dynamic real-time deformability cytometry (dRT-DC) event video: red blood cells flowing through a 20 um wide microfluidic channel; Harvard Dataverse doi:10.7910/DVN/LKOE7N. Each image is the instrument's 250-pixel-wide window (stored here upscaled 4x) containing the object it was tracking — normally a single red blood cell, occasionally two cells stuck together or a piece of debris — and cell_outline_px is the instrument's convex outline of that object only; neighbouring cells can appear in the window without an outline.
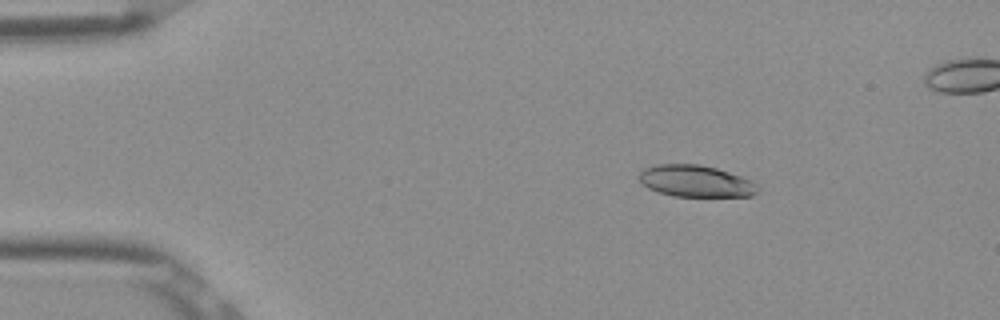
{"species": "Egyptian fruit bat (a non-hibernating species)", "species_latin": "Rousettus aegyptiacus", "temperature_condition": "room temperature", "stored_images_in_passage": 54, "segment_of_instrument_passage": [1, 2], "camera_frame_rate_fps": 3000, "um_per_image_px": 0.085, "frame": {"image": 1, "passage_image": 9, "time_ms": 2.667, "image_size_px": [1000, 320], "cell_outline_px": [[760, 192], [752, 196], [672, 196], [648, 188], [640, 180], [640, 172], [644, 168], [656, 164], [700, 164], [716, 168], [752, 180], [760, 184]], "centroid_in_image_um": [59.2, 15.4], "position_along_channel_um": 25.8, "area_um2": 22.02}}
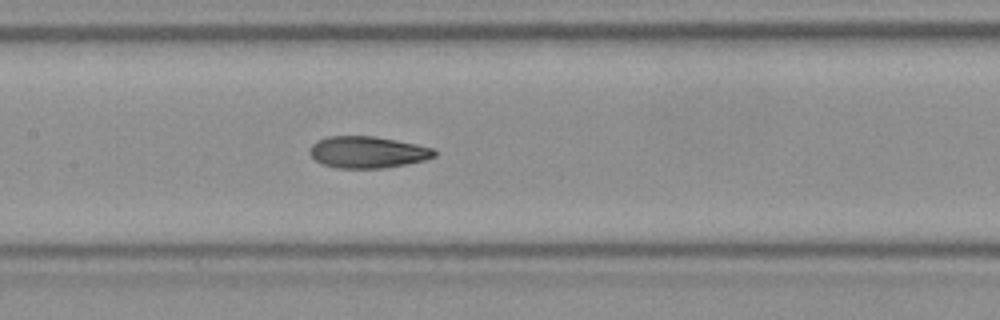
{"frame": {"image": 2, "passage_image": 26, "time_ms": 8.333, "image_size_px": [1000, 320], "cell_outline_px": [[436, 156], [424, 160], [384, 168], [336, 168], [320, 164], [308, 152], [308, 148], [316, 140], [328, 136], [376, 136], [436, 148]], "centroid_in_image_um": [31.22, 12.93], "position_along_channel_um": 176.2, "area_um2": 23.24}}
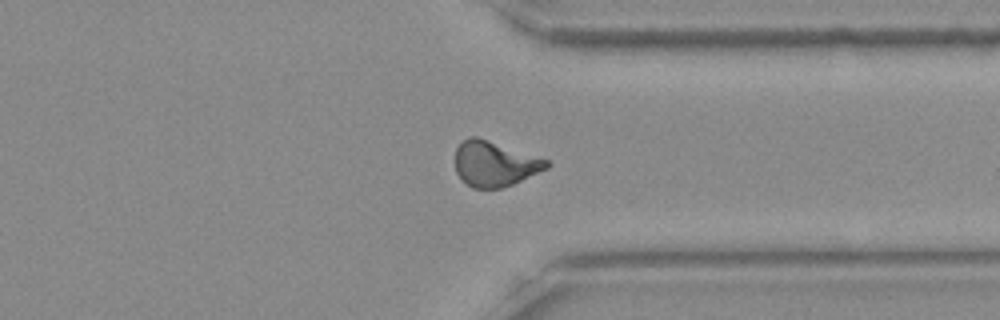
{"frame": {"image": 3, "passage_image": 41, "time_ms": 13.333, "image_size_px": [1000, 320], "cell_outline_px": [[552, 164], [548, 168], [512, 184], [500, 188], [472, 188], [456, 172], [456, 148], [468, 136], [476, 136], [548, 160]], "centroid_in_image_um": [42.05, 13.92], "position_along_channel_um": 369.4, "area_um2": 23.7}}